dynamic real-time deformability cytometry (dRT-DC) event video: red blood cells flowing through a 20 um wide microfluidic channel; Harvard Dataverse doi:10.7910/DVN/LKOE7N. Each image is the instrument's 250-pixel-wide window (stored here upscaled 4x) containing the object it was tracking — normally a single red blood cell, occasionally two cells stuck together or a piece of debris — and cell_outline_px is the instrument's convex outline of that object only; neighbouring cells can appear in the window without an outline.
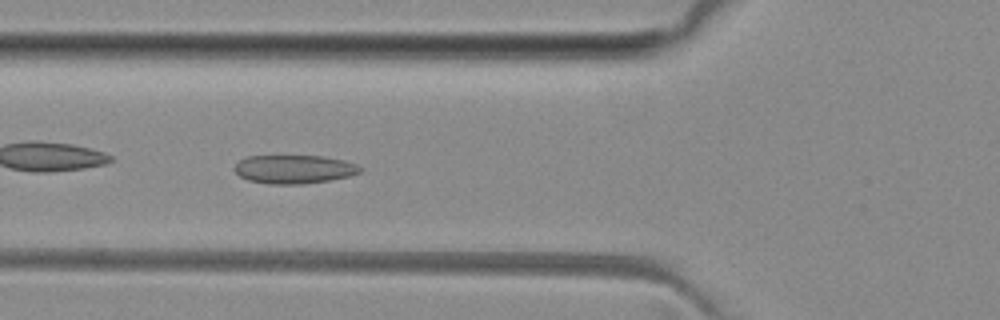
{"species": "common noctule bat (a hibernating species)", "species_latin": "Nyctalus noctula", "temperature_condition": "room temperature", "stored_images_in_passage": 4, "camera_frame_rate_fps": 3000, "um_per_image_px": 0.085, "animal": {"sex": "female", "body_mass_g": 29.2, "forearm_length_mm": 56.3}, "frame": {"image": 1, "passage_image": 2, "time_ms": 1.0, "image_size_px": [1000, 320], "cell_outline_px": [[364, 168], [360, 172], [352, 176], [304, 184], [268, 184], [248, 180], [240, 176], [232, 168], [240, 160], [248, 156], [324, 156], [344, 160], [356, 164]], "centroid_in_image_um": [25.02, 14.38], "position_along_channel_um": 100.8, "area_um2": 21.04}}
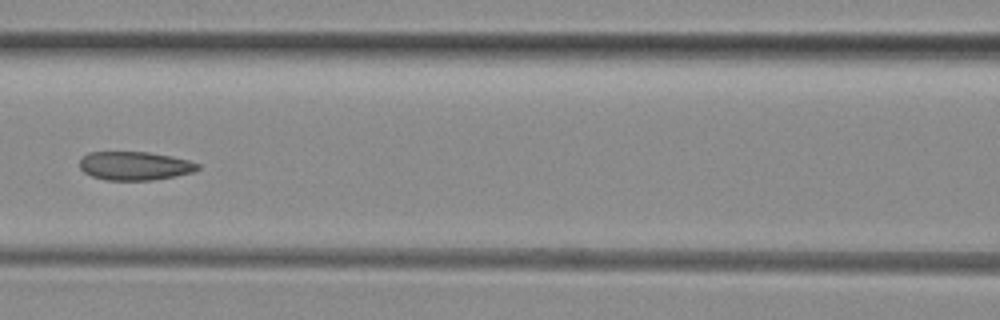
{"frame": {"image": 2, "passage_image": 3, "time_ms": 2.333, "image_size_px": [1000, 320], "cell_outline_px": [[200, 168], [196, 172], [176, 176], [152, 180], [104, 180], [92, 176], [84, 172], [80, 168], [80, 156], [88, 152], [148, 152], [172, 156], [188, 160], [200, 164]], "centroid_in_image_um": [11.47, 14.09], "position_along_channel_um": 155.1, "area_um2": 19.94}}
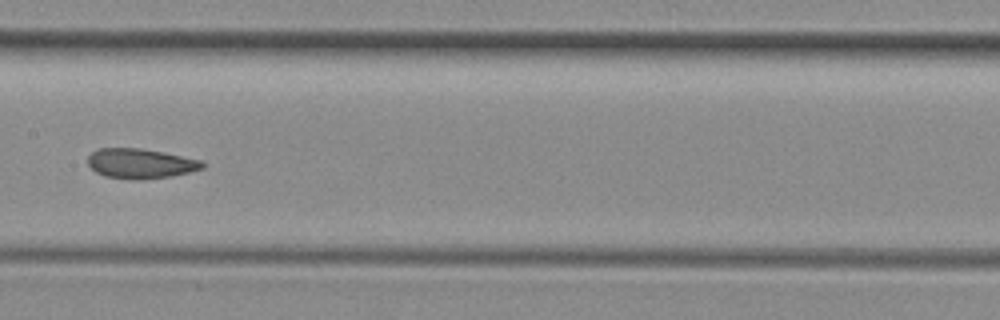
{"frame": {"image": 3, "passage_image": 4, "time_ms": 3.333, "image_size_px": [1000, 320], "cell_outline_px": [[204, 168], [172, 176], [136, 180], [132, 180], [104, 176], [96, 172], [88, 164], [88, 156], [92, 152], [100, 148], [140, 148], [164, 152], [200, 160], [204, 164]], "centroid_in_image_um": [11.92, 13.9], "position_along_channel_um": 195.5, "area_um2": 19.88}}